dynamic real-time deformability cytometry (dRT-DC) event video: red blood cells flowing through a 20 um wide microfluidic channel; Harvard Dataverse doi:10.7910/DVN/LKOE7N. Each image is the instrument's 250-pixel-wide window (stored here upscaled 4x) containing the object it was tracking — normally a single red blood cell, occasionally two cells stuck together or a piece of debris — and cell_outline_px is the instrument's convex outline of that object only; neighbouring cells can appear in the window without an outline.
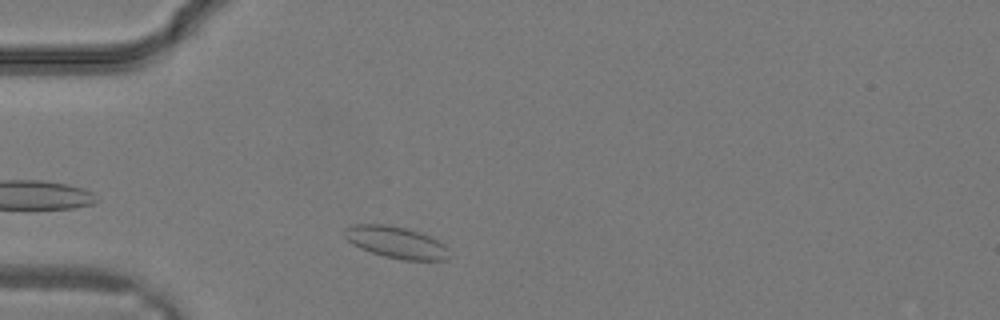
{"species": "common noctule bat (a hibernating species)", "species_latin": "Nyctalus noctula", "temperature_condition": "warm", "stored_images_in_passage": 5, "camera_frame_rate_fps": 3000, "um_per_image_px": 0.085, "animal": {"sex": "male", "body_mass_g": 19.2, "forearm_length_mm": 51.8}, "frame": {"image": 1, "passage_image": 2, "time_ms": 0.333, "image_size_px": [1000, 320], "cell_outline_px": [[448, 260], [400, 260], [384, 256], [360, 248], [352, 244], [340, 232], [348, 224], [388, 224], [420, 232], [444, 244], [448, 248]], "centroid_in_image_um": [33.6, 20.58], "position_along_channel_um": 51.4, "area_um2": 19.54}}